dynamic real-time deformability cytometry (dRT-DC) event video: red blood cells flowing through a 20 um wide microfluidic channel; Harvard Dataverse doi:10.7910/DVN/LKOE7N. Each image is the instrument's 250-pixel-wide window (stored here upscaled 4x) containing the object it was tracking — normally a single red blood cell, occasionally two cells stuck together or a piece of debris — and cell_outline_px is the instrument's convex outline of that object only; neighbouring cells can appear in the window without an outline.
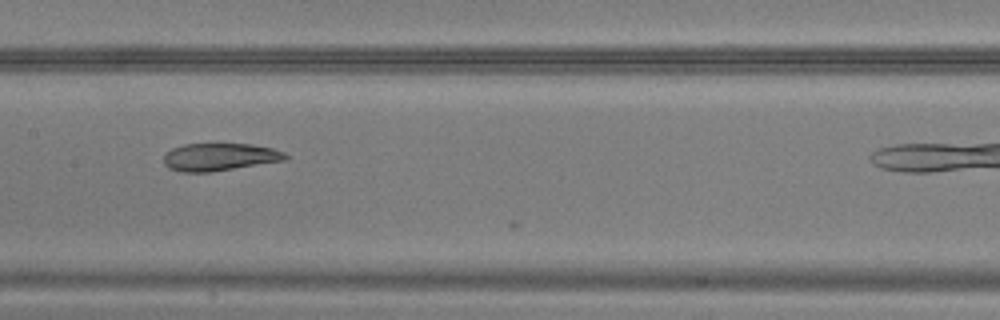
{"species": "common noctule bat (a hibernating species)", "species_latin": "Nyctalus noctula", "temperature_condition": "warm", "stored_images_in_passage": 15, "camera_frame_rate_fps": 3000, "um_per_image_px": 0.085, "animal": {"sex": "male", "body_mass_g": 20.5, "forearm_length_mm": 52.5}, "frame": {"image": 1, "passage_image": 14, "time_ms": 4.333, "image_size_px": [1000, 320], "cell_outline_px": [[288, 160], [212, 172], [180, 172], [168, 168], [164, 164], [164, 152], [172, 148], [184, 144], [252, 144], [272, 148], [284, 152], [288, 156]], "centroid_in_image_um": [18.66, 13.35], "position_along_channel_um": 188.7, "area_um2": 19.83}}